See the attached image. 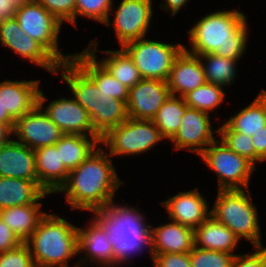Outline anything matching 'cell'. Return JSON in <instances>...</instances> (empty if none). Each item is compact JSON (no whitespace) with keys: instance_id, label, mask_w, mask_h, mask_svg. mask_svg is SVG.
Masks as SVG:
<instances>
[{"instance_id":"cell-1","label":"cell","mask_w":266,"mask_h":267,"mask_svg":"<svg viewBox=\"0 0 266 267\" xmlns=\"http://www.w3.org/2000/svg\"><path fill=\"white\" fill-rule=\"evenodd\" d=\"M107 153L95 149L77 168L69 171L58 192H66V202L72 209L95 212L113 201L117 188L124 182L118 178Z\"/></svg>"},{"instance_id":"cell-2","label":"cell","mask_w":266,"mask_h":267,"mask_svg":"<svg viewBox=\"0 0 266 267\" xmlns=\"http://www.w3.org/2000/svg\"><path fill=\"white\" fill-rule=\"evenodd\" d=\"M246 16L239 10L218 11L206 15L188 31L191 54L214 53L225 58L239 60L247 44Z\"/></svg>"},{"instance_id":"cell-3","label":"cell","mask_w":266,"mask_h":267,"mask_svg":"<svg viewBox=\"0 0 266 267\" xmlns=\"http://www.w3.org/2000/svg\"><path fill=\"white\" fill-rule=\"evenodd\" d=\"M57 70H62V79L68 83L74 99L88 112L94 130L101 137L129 118L127 103L100 90L73 60L59 63Z\"/></svg>"},{"instance_id":"cell-4","label":"cell","mask_w":266,"mask_h":267,"mask_svg":"<svg viewBox=\"0 0 266 267\" xmlns=\"http://www.w3.org/2000/svg\"><path fill=\"white\" fill-rule=\"evenodd\" d=\"M78 228L57 216L47 214L24 242L36 267H68L78 252Z\"/></svg>"},{"instance_id":"cell-5","label":"cell","mask_w":266,"mask_h":267,"mask_svg":"<svg viewBox=\"0 0 266 267\" xmlns=\"http://www.w3.org/2000/svg\"><path fill=\"white\" fill-rule=\"evenodd\" d=\"M136 208L109 204L95 211V217L106 229L113 244L115 264L127 262L135 252L151 247V226L146 225L145 217ZM131 255V256H130Z\"/></svg>"},{"instance_id":"cell-6","label":"cell","mask_w":266,"mask_h":267,"mask_svg":"<svg viewBox=\"0 0 266 267\" xmlns=\"http://www.w3.org/2000/svg\"><path fill=\"white\" fill-rule=\"evenodd\" d=\"M243 189L219 190L210 215L230 228L240 239L249 240L254 247L261 243V233L255 205Z\"/></svg>"},{"instance_id":"cell-7","label":"cell","mask_w":266,"mask_h":267,"mask_svg":"<svg viewBox=\"0 0 266 267\" xmlns=\"http://www.w3.org/2000/svg\"><path fill=\"white\" fill-rule=\"evenodd\" d=\"M160 130L152 120L128 118L120 125L111 128L101 138L105 149L109 148L111 156L136 155L150 150L163 140Z\"/></svg>"},{"instance_id":"cell-8","label":"cell","mask_w":266,"mask_h":267,"mask_svg":"<svg viewBox=\"0 0 266 267\" xmlns=\"http://www.w3.org/2000/svg\"><path fill=\"white\" fill-rule=\"evenodd\" d=\"M199 156L216 172L219 190L244 188L249 191L248 181L256 165L235 153L222 140H214Z\"/></svg>"},{"instance_id":"cell-9","label":"cell","mask_w":266,"mask_h":267,"mask_svg":"<svg viewBox=\"0 0 266 267\" xmlns=\"http://www.w3.org/2000/svg\"><path fill=\"white\" fill-rule=\"evenodd\" d=\"M122 48L133 59L143 79L167 81L176 57L185 46L140 38L128 42Z\"/></svg>"},{"instance_id":"cell-10","label":"cell","mask_w":266,"mask_h":267,"mask_svg":"<svg viewBox=\"0 0 266 267\" xmlns=\"http://www.w3.org/2000/svg\"><path fill=\"white\" fill-rule=\"evenodd\" d=\"M15 18L20 28L41 44L59 63L71 61L73 55L58 49V35L62 23L36 0L17 5Z\"/></svg>"},{"instance_id":"cell-11","label":"cell","mask_w":266,"mask_h":267,"mask_svg":"<svg viewBox=\"0 0 266 267\" xmlns=\"http://www.w3.org/2000/svg\"><path fill=\"white\" fill-rule=\"evenodd\" d=\"M47 100L42 90L38 94V104L28 113L15 121L14 134L19 143L36 150L44 146L55 145L64 135L60 128L49 119L43 104Z\"/></svg>"},{"instance_id":"cell-12","label":"cell","mask_w":266,"mask_h":267,"mask_svg":"<svg viewBox=\"0 0 266 267\" xmlns=\"http://www.w3.org/2000/svg\"><path fill=\"white\" fill-rule=\"evenodd\" d=\"M0 41L22 58L57 74L59 62L37 41L27 35L15 17L0 20Z\"/></svg>"},{"instance_id":"cell-13","label":"cell","mask_w":266,"mask_h":267,"mask_svg":"<svg viewBox=\"0 0 266 267\" xmlns=\"http://www.w3.org/2000/svg\"><path fill=\"white\" fill-rule=\"evenodd\" d=\"M152 0H122L115 11L113 27L123 47L130 41L143 38L152 18Z\"/></svg>"},{"instance_id":"cell-14","label":"cell","mask_w":266,"mask_h":267,"mask_svg":"<svg viewBox=\"0 0 266 267\" xmlns=\"http://www.w3.org/2000/svg\"><path fill=\"white\" fill-rule=\"evenodd\" d=\"M169 96L167 81L142 79L129 89L128 116L133 119L152 120Z\"/></svg>"},{"instance_id":"cell-15","label":"cell","mask_w":266,"mask_h":267,"mask_svg":"<svg viewBox=\"0 0 266 267\" xmlns=\"http://www.w3.org/2000/svg\"><path fill=\"white\" fill-rule=\"evenodd\" d=\"M209 114L197 109L187 108L182 116L181 124L176 134L170 139L175 143V149H183L200 155L215 139ZM193 147V148H192Z\"/></svg>"},{"instance_id":"cell-16","label":"cell","mask_w":266,"mask_h":267,"mask_svg":"<svg viewBox=\"0 0 266 267\" xmlns=\"http://www.w3.org/2000/svg\"><path fill=\"white\" fill-rule=\"evenodd\" d=\"M44 111L63 134L100 136L94 130L88 112L74 98L52 101Z\"/></svg>"},{"instance_id":"cell-17","label":"cell","mask_w":266,"mask_h":267,"mask_svg":"<svg viewBox=\"0 0 266 267\" xmlns=\"http://www.w3.org/2000/svg\"><path fill=\"white\" fill-rule=\"evenodd\" d=\"M0 177L38 182L35 151L16 140L0 143Z\"/></svg>"},{"instance_id":"cell-18","label":"cell","mask_w":266,"mask_h":267,"mask_svg":"<svg viewBox=\"0 0 266 267\" xmlns=\"http://www.w3.org/2000/svg\"><path fill=\"white\" fill-rule=\"evenodd\" d=\"M78 252H86V258L83 257L79 261V267L88 260L92 263L97 261L102 267L116 266L112 241L104 226L96 218L87 228H78Z\"/></svg>"},{"instance_id":"cell-19","label":"cell","mask_w":266,"mask_h":267,"mask_svg":"<svg viewBox=\"0 0 266 267\" xmlns=\"http://www.w3.org/2000/svg\"><path fill=\"white\" fill-rule=\"evenodd\" d=\"M162 205L169 213L168 218L192 229L200 226L211 213L198 189L180 192L162 202Z\"/></svg>"},{"instance_id":"cell-20","label":"cell","mask_w":266,"mask_h":267,"mask_svg":"<svg viewBox=\"0 0 266 267\" xmlns=\"http://www.w3.org/2000/svg\"><path fill=\"white\" fill-rule=\"evenodd\" d=\"M39 80L1 82L2 115L15 121L38 104Z\"/></svg>"},{"instance_id":"cell-21","label":"cell","mask_w":266,"mask_h":267,"mask_svg":"<svg viewBox=\"0 0 266 267\" xmlns=\"http://www.w3.org/2000/svg\"><path fill=\"white\" fill-rule=\"evenodd\" d=\"M201 61L197 55L183 49L176 57L167 80L171 95L183 97L206 83Z\"/></svg>"},{"instance_id":"cell-22","label":"cell","mask_w":266,"mask_h":267,"mask_svg":"<svg viewBox=\"0 0 266 267\" xmlns=\"http://www.w3.org/2000/svg\"><path fill=\"white\" fill-rule=\"evenodd\" d=\"M96 47L97 41H91L82 53L73 54L72 60L96 83L100 90L112 98L127 103L129 89L114 78L100 62H97Z\"/></svg>"},{"instance_id":"cell-23","label":"cell","mask_w":266,"mask_h":267,"mask_svg":"<svg viewBox=\"0 0 266 267\" xmlns=\"http://www.w3.org/2000/svg\"><path fill=\"white\" fill-rule=\"evenodd\" d=\"M194 247V229L177 222L151 228L152 253H189Z\"/></svg>"},{"instance_id":"cell-24","label":"cell","mask_w":266,"mask_h":267,"mask_svg":"<svg viewBox=\"0 0 266 267\" xmlns=\"http://www.w3.org/2000/svg\"><path fill=\"white\" fill-rule=\"evenodd\" d=\"M34 151L40 186L49 194L58 192L69 175V170L61 161L60 150L52 145L40 147Z\"/></svg>"},{"instance_id":"cell-25","label":"cell","mask_w":266,"mask_h":267,"mask_svg":"<svg viewBox=\"0 0 266 267\" xmlns=\"http://www.w3.org/2000/svg\"><path fill=\"white\" fill-rule=\"evenodd\" d=\"M47 193L39 184L31 180L0 177V210L13 206L39 203Z\"/></svg>"},{"instance_id":"cell-26","label":"cell","mask_w":266,"mask_h":267,"mask_svg":"<svg viewBox=\"0 0 266 267\" xmlns=\"http://www.w3.org/2000/svg\"><path fill=\"white\" fill-rule=\"evenodd\" d=\"M238 241L239 238L230 228L216 221L211 215L194 229V246L203 250L230 253L235 250Z\"/></svg>"},{"instance_id":"cell-27","label":"cell","mask_w":266,"mask_h":267,"mask_svg":"<svg viewBox=\"0 0 266 267\" xmlns=\"http://www.w3.org/2000/svg\"><path fill=\"white\" fill-rule=\"evenodd\" d=\"M41 207L42 204L13 206L0 210V217L19 240L24 243L46 215L45 212L40 213L39 209Z\"/></svg>"},{"instance_id":"cell-28","label":"cell","mask_w":266,"mask_h":267,"mask_svg":"<svg viewBox=\"0 0 266 267\" xmlns=\"http://www.w3.org/2000/svg\"><path fill=\"white\" fill-rule=\"evenodd\" d=\"M101 138V136L64 134L55 146L60 150L62 163L71 171L77 168L97 148Z\"/></svg>"},{"instance_id":"cell-29","label":"cell","mask_w":266,"mask_h":267,"mask_svg":"<svg viewBox=\"0 0 266 267\" xmlns=\"http://www.w3.org/2000/svg\"><path fill=\"white\" fill-rule=\"evenodd\" d=\"M232 131L252 137L266 125V90L256 99L225 123Z\"/></svg>"},{"instance_id":"cell-30","label":"cell","mask_w":266,"mask_h":267,"mask_svg":"<svg viewBox=\"0 0 266 267\" xmlns=\"http://www.w3.org/2000/svg\"><path fill=\"white\" fill-rule=\"evenodd\" d=\"M187 108L183 97L171 94L159 108L152 121L165 139L170 140L176 134Z\"/></svg>"},{"instance_id":"cell-31","label":"cell","mask_w":266,"mask_h":267,"mask_svg":"<svg viewBox=\"0 0 266 267\" xmlns=\"http://www.w3.org/2000/svg\"><path fill=\"white\" fill-rule=\"evenodd\" d=\"M102 52L110 56L100 63L128 89L143 79L133 59L122 47L121 50H106Z\"/></svg>"},{"instance_id":"cell-32","label":"cell","mask_w":266,"mask_h":267,"mask_svg":"<svg viewBox=\"0 0 266 267\" xmlns=\"http://www.w3.org/2000/svg\"><path fill=\"white\" fill-rule=\"evenodd\" d=\"M197 56L200 60L205 59L207 62L206 64L201 62L207 83L224 87L235 80L237 71L235 66L238 60L218 56L214 53Z\"/></svg>"},{"instance_id":"cell-33","label":"cell","mask_w":266,"mask_h":267,"mask_svg":"<svg viewBox=\"0 0 266 267\" xmlns=\"http://www.w3.org/2000/svg\"><path fill=\"white\" fill-rule=\"evenodd\" d=\"M223 87L211 83L196 88L183 96L185 104L189 108L197 109L209 114V111L224 101L225 93Z\"/></svg>"},{"instance_id":"cell-34","label":"cell","mask_w":266,"mask_h":267,"mask_svg":"<svg viewBox=\"0 0 266 267\" xmlns=\"http://www.w3.org/2000/svg\"><path fill=\"white\" fill-rule=\"evenodd\" d=\"M221 140L235 153L250 160L255 165V148L252 137L243 133L232 131L225 123L214 130Z\"/></svg>"},{"instance_id":"cell-35","label":"cell","mask_w":266,"mask_h":267,"mask_svg":"<svg viewBox=\"0 0 266 267\" xmlns=\"http://www.w3.org/2000/svg\"><path fill=\"white\" fill-rule=\"evenodd\" d=\"M236 254L203 250L196 246L189 252L191 267H232Z\"/></svg>"},{"instance_id":"cell-36","label":"cell","mask_w":266,"mask_h":267,"mask_svg":"<svg viewBox=\"0 0 266 267\" xmlns=\"http://www.w3.org/2000/svg\"><path fill=\"white\" fill-rule=\"evenodd\" d=\"M112 9V0H76L75 26L77 15L95 19L109 26V14Z\"/></svg>"},{"instance_id":"cell-37","label":"cell","mask_w":266,"mask_h":267,"mask_svg":"<svg viewBox=\"0 0 266 267\" xmlns=\"http://www.w3.org/2000/svg\"><path fill=\"white\" fill-rule=\"evenodd\" d=\"M62 24L63 21L75 25L76 0H36Z\"/></svg>"},{"instance_id":"cell-38","label":"cell","mask_w":266,"mask_h":267,"mask_svg":"<svg viewBox=\"0 0 266 267\" xmlns=\"http://www.w3.org/2000/svg\"><path fill=\"white\" fill-rule=\"evenodd\" d=\"M0 267H36L25 243L0 253Z\"/></svg>"},{"instance_id":"cell-39","label":"cell","mask_w":266,"mask_h":267,"mask_svg":"<svg viewBox=\"0 0 266 267\" xmlns=\"http://www.w3.org/2000/svg\"><path fill=\"white\" fill-rule=\"evenodd\" d=\"M154 267H191L189 253H152Z\"/></svg>"},{"instance_id":"cell-40","label":"cell","mask_w":266,"mask_h":267,"mask_svg":"<svg viewBox=\"0 0 266 267\" xmlns=\"http://www.w3.org/2000/svg\"><path fill=\"white\" fill-rule=\"evenodd\" d=\"M252 254L235 255L232 267H266V258L259 247Z\"/></svg>"},{"instance_id":"cell-41","label":"cell","mask_w":266,"mask_h":267,"mask_svg":"<svg viewBox=\"0 0 266 267\" xmlns=\"http://www.w3.org/2000/svg\"><path fill=\"white\" fill-rule=\"evenodd\" d=\"M22 242L0 217V253L18 247Z\"/></svg>"},{"instance_id":"cell-42","label":"cell","mask_w":266,"mask_h":267,"mask_svg":"<svg viewBox=\"0 0 266 267\" xmlns=\"http://www.w3.org/2000/svg\"><path fill=\"white\" fill-rule=\"evenodd\" d=\"M255 148V163L266 161V125L252 136Z\"/></svg>"},{"instance_id":"cell-43","label":"cell","mask_w":266,"mask_h":267,"mask_svg":"<svg viewBox=\"0 0 266 267\" xmlns=\"http://www.w3.org/2000/svg\"><path fill=\"white\" fill-rule=\"evenodd\" d=\"M17 5L12 0H0V20L15 17Z\"/></svg>"},{"instance_id":"cell-44","label":"cell","mask_w":266,"mask_h":267,"mask_svg":"<svg viewBox=\"0 0 266 267\" xmlns=\"http://www.w3.org/2000/svg\"><path fill=\"white\" fill-rule=\"evenodd\" d=\"M188 0H165L164 9H169L171 11V15L174 16L187 2Z\"/></svg>"},{"instance_id":"cell-45","label":"cell","mask_w":266,"mask_h":267,"mask_svg":"<svg viewBox=\"0 0 266 267\" xmlns=\"http://www.w3.org/2000/svg\"><path fill=\"white\" fill-rule=\"evenodd\" d=\"M0 124L4 125L11 133L15 126V120L10 115H2L1 83H0Z\"/></svg>"},{"instance_id":"cell-46","label":"cell","mask_w":266,"mask_h":267,"mask_svg":"<svg viewBox=\"0 0 266 267\" xmlns=\"http://www.w3.org/2000/svg\"><path fill=\"white\" fill-rule=\"evenodd\" d=\"M11 132L2 124H0V143L9 139Z\"/></svg>"},{"instance_id":"cell-47","label":"cell","mask_w":266,"mask_h":267,"mask_svg":"<svg viewBox=\"0 0 266 267\" xmlns=\"http://www.w3.org/2000/svg\"><path fill=\"white\" fill-rule=\"evenodd\" d=\"M14 3H16V5H20V4H23V3H28V2H31V1H34V0H12Z\"/></svg>"},{"instance_id":"cell-48","label":"cell","mask_w":266,"mask_h":267,"mask_svg":"<svg viewBox=\"0 0 266 267\" xmlns=\"http://www.w3.org/2000/svg\"><path fill=\"white\" fill-rule=\"evenodd\" d=\"M259 248L261 249L266 258V248H263L262 245H260Z\"/></svg>"}]
</instances>
